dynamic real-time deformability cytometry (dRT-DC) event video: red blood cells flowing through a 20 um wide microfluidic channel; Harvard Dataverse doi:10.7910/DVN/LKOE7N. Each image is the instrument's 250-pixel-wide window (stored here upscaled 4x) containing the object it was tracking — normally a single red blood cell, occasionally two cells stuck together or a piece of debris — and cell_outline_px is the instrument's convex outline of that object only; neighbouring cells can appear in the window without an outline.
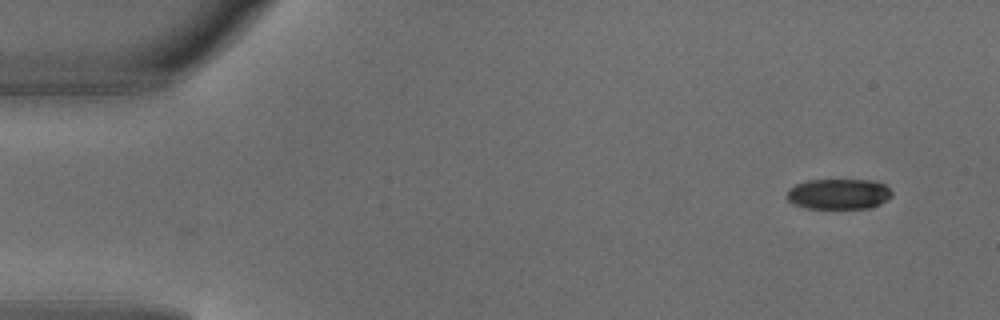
{"species": "common noctule bat (a hibernating species)", "species_latin": "Nyctalus noctula", "temperature_condition": "warm", "stored_images_in_passage": 5, "segment_of_instrument_passage": [2, 2], "camera_frame_rate_fps": 3000, "um_per_image_px": 0.085, "animal": {"sex": "male", "body_mass_g": 18.8}, "frame": {"image": 1, "passage_image": 5, "time_ms": 1.333, "image_size_px": [1000, 320], "cell_outline_px": [[892, 196], [880, 204], [872, 208], [808, 208], [792, 204], [788, 200], [788, 188], [796, 184], [808, 180], [876, 180], [884, 184], [892, 192]], "centroid_in_image_um": [71.3, 16.49], "position_along_channel_um": 13.7, "area_um2": 18.73}}